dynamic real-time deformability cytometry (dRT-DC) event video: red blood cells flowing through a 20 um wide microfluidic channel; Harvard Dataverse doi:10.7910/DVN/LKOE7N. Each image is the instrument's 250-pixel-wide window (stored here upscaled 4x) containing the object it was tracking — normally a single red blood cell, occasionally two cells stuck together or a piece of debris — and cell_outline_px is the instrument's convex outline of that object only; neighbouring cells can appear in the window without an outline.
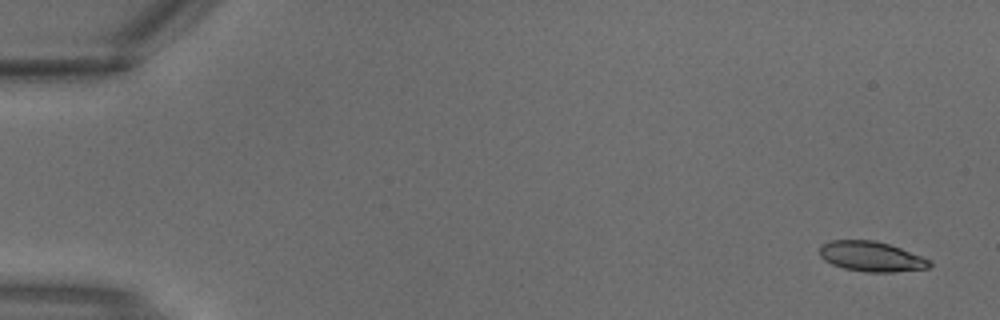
{"species": "common noctule bat (a hibernating species)", "species_latin": "Nyctalus noctula", "temperature_condition": "warm", "stored_images_in_passage": 4, "segment_of_instrument_passage": [1, 2], "camera_frame_rate_fps": 3000, "um_per_image_px": 0.085, "animal": {"sex": "male", "body_mass_g": 18.8}, "frame": {"image": 1, "passage_image": 1, "time_ms": 0.0, "image_size_px": [1000, 320], "cell_outline_px": [[932, 264], [928, 268], [892, 272], [868, 272], [844, 268], [832, 264], [824, 260], [820, 256], [820, 244], [828, 240], [876, 240], [900, 248], [932, 260]], "centroid_in_image_um": [74.05, 21.79], "position_along_channel_um": 11.0, "area_um2": 19.31}}
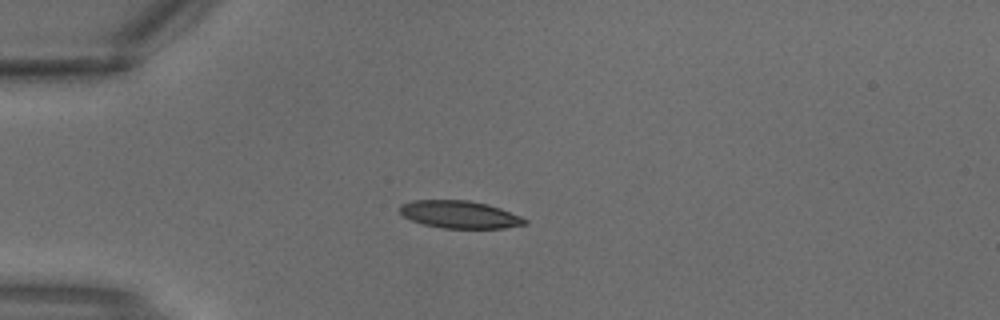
{"frame": {"image": 2, "passage_image": 3, "time_ms": 0.667, "image_size_px": [1000, 320], "cell_outline_px": [[528, 224], [504, 228], [444, 228], [424, 224], [412, 220], [404, 216], [400, 212], [400, 204], [412, 200], [468, 200], [488, 204], [500, 208], [520, 216], [528, 220]], "centroid_in_image_um": [39.09, 18.23], "position_along_channel_um": 45.9, "area_um2": 20.0}}